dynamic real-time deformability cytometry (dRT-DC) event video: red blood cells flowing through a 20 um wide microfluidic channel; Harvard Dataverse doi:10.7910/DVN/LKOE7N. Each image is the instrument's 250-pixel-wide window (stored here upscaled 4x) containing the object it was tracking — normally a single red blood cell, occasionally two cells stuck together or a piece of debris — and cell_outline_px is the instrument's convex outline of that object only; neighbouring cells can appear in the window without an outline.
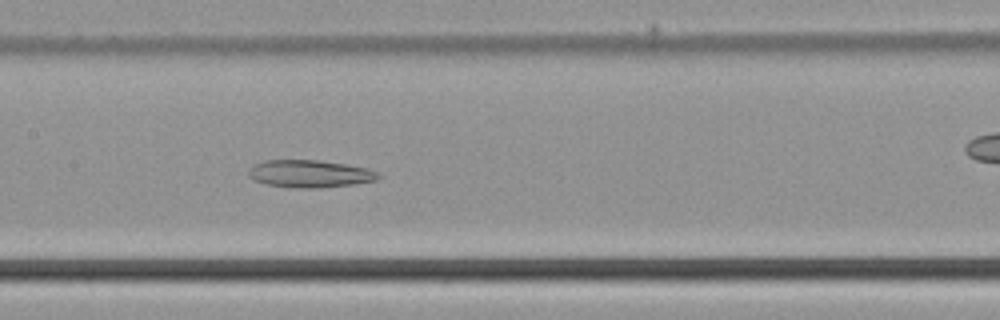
{"species": "common noctule bat (a hibernating species)", "species_latin": "Nyctalus noctula", "temperature_condition": "cold", "stored_images_in_passage": 51, "camera_frame_rate_fps": 3000, "um_per_image_px": 0.085, "animal": {"sex": "male", "body_mass_g": 21.5, "forearm_length_mm": 52.0}, "frame": {"image": 1, "passage_image": 25, "time_ms": 8.0, "image_size_px": [1000, 320], "cell_outline_px": [[384, 176], [376, 180], [352, 184], [320, 188], [288, 188], [268, 184], [252, 180], [248, 176], [248, 172], [252, 164], [264, 160], [320, 160], [368, 168]], "centroid_in_image_um": [26.3, 14.77], "position_along_channel_um": 181.1, "area_um2": 20.98}}
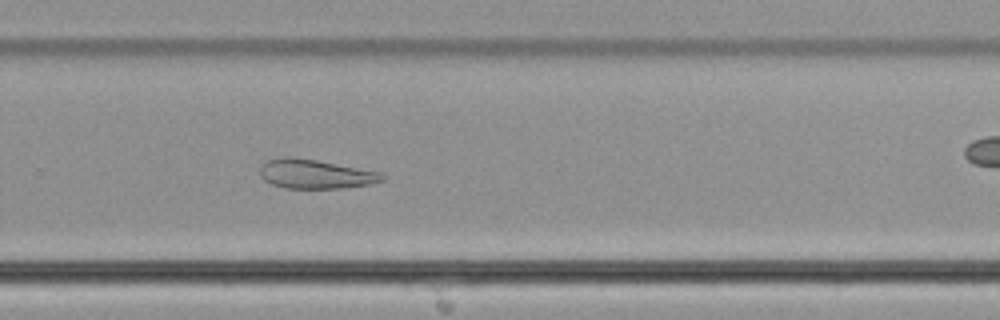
{"frame": {"image": 2, "passage_image": 34, "time_ms": 11.0, "image_size_px": [1000, 320], "cell_outline_px": [[384, 180], [368, 184], [340, 188], [288, 188], [272, 184], [264, 180], [260, 176], [260, 168], [268, 160], [316, 160], [380, 172], [384, 176]], "centroid_in_image_um": [26.86, 14.84], "position_along_channel_um": 302.9, "area_um2": 19.71}}
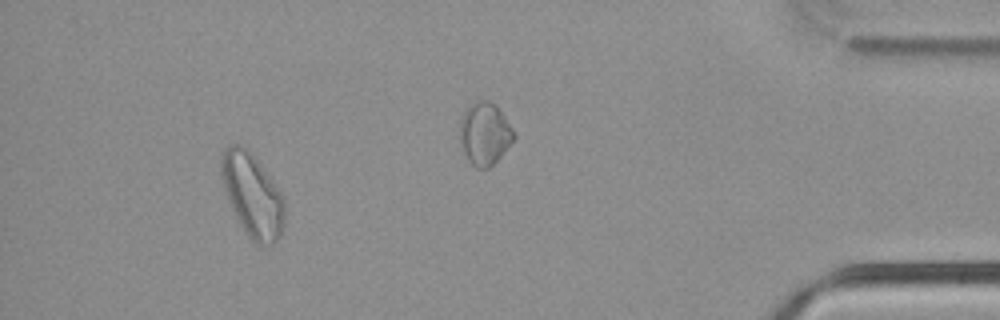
{"frame": {"image": 3, "passage_image": 47, "time_ms": 15.333, "image_size_px": [1000, 320], "cell_outline_px": [[284, 224], [280, 236], [272, 244], [260, 248], [244, 232], [228, 200], [220, 176], [220, 156], [224, 148], [228, 144], [240, 144], [248, 148], [284, 196]], "centroid_in_image_um": [21.43, 16.58], "position_along_channel_um": 413.8, "area_um2": 31.15}}